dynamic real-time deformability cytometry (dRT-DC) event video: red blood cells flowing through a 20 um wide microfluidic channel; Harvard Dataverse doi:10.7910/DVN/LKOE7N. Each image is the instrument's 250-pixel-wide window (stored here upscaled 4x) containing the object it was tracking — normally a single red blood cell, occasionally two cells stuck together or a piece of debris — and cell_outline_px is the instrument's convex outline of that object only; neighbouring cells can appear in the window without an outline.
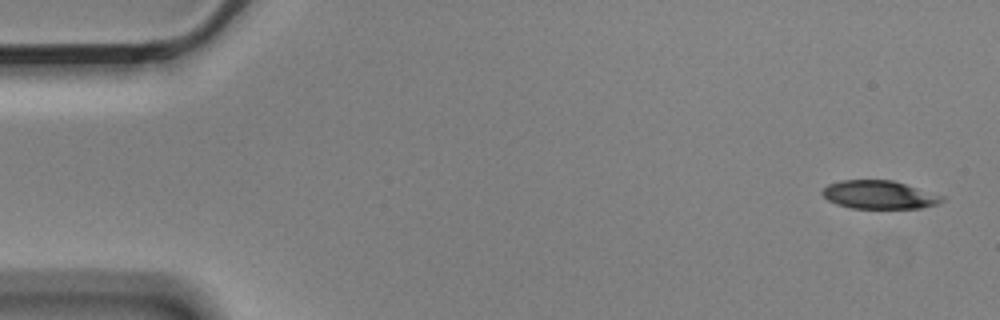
{"species": "Egyptian fruit bat (a non-hibernating species)", "species_latin": "Rousettus aegyptiacus", "temperature_condition": "cold", "stored_images_in_passage": 5, "camera_frame_rate_fps": 3000, "um_per_image_px": 0.085, "animal": {"sex": "male"}, "frame": {"image": 1, "passage_image": 1, "time_ms": 0.0, "image_size_px": [1000, 320], "cell_outline_px": [[944, 200], [936, 204], [920, 208], [852, 208], [836, 204], [828, 200], [820, 192], [828, 184], [840, 180], [892, 180], [944, 196]], "centroid_in_image_um": [74.7, 16.55], "position_along_channel_um": 10.3, "area_um2": 19.59}}
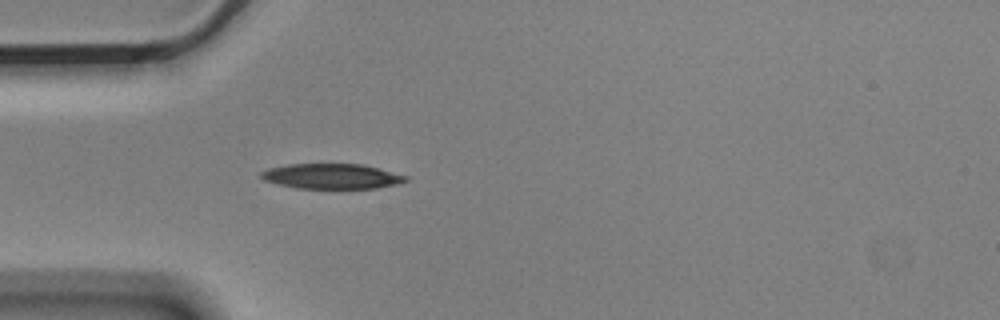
{"frame": {"image": 2, "passage_image": 5, "time_ms": 1.333, "image_size_px": [1000, 320], "cell_outline_px": [[408, 180], [400, 184], [376, 188], [296, 188], [264, 180], [260, 176], [260, 172], [268, 168], [288, 164], [364, 164], [408, 176]], "centroid_in_image_um": [28.23, 14.98], "position_along_channel_um": 56.8, "area_um2": 21.21}}